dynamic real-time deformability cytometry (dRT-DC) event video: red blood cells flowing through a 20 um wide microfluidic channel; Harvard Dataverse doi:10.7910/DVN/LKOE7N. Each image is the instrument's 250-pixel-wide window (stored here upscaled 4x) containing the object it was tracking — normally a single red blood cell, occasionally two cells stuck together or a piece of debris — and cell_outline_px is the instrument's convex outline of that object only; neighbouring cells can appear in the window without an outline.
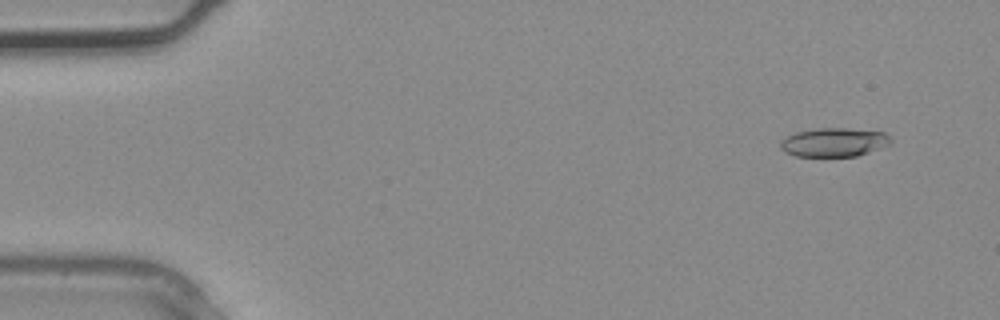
{"species": "common noctule bat (a hibernating species)", "species_latin": "Nyctalus noctula", "temperature_condition": "warm", "stored_images_in_passage": 2, "camera_frame_rate_fps": 3000, "um_per_image_px": 0.085, "animal": {"sex": "male", "body_mass_g": 20.4}, "frame": {"image": 1, "passage_image": 1, "time_ms": 0.0, "image_size_px": [1000, 320], "cell_outline_px": [[892, 144], [856, 156], [796, 156], [784, 152], [780, 148], [780, 140], [784, 136], [796, 132], [820, 128], [848, 128], [884, 132], [892, 140]], "centroid_in_image_um": [70.86, 12.09], "position_along_channel_um": 14.1, "area_um2": 18.61}}